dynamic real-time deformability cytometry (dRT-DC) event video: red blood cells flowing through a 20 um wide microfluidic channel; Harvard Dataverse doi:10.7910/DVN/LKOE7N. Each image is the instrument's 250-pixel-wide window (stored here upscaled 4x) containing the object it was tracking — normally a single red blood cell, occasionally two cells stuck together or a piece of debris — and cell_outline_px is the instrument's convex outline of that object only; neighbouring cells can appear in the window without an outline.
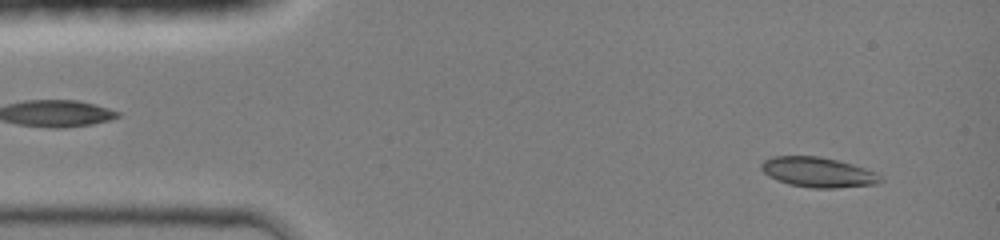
{"species": "common noctule bat (a hibernating species)", "species_latin": "Nyctalus noctula", "temperature_condition": "room temperature", "stored_images_in_passage": 43, "camera_frame_rate_fps": 3000, "um_per_image_px": 0.085, "animal": {"sex": "female", "body_mass_g": 19.0, "forearm_length_mm": 51.5}, "frame": {"image": 1, "passage_image": 3, "time_ms": 0.667, "image_size_px": [1000, 240], "cell_outline_px": [[884, 180], [876, 184], [836, 188], [812, 188], [788, 184], [776, 180], [768, 176], [760, 168], [760, 164], [764, 160], [772, 156], [820, 156], [852, 164], [876, 172]], "centroid_in_image_um": [69.51, 14.64], "position_along_channel_um": 15.5, "area_um2": 20.92}}
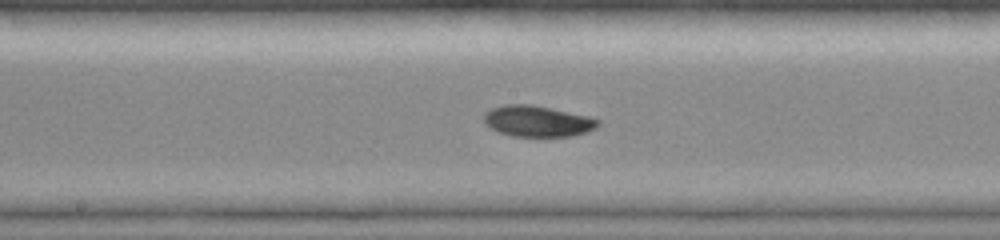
{"frame": {"image": 2, "passage_image": 22, "time_ms": 7.0, "image_size_px": [1000, 240], "cell_outline_px": [[600, 124], [596, 128], [588, 132], [572, 136], [512, 136], [496, 132], [484, 124], [484, 112], [492, 108], [504, 104], [532, 104], [588, 116], [600, 120]], "centroid_in_image_um": [45.66, 10.3], "position_along_channel_um": 202.5, "area_um2": 20.87}}
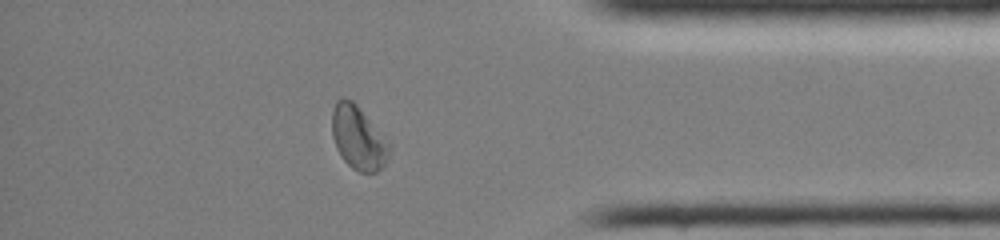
{"frame": {"image": 3, "passage_image": 37, "time_ms": 12.0, "image_size_px": [1000, 240], "cell_outline_px": [[392, 144], [388, 160], [376, 172], [360, 172], [352, 168], [340, 156], [336, 148], [332, 136], [332, 108], [336, 100], [344, 96], [352, 100], [356, 104]], "centroid_in_image_um": [30.45, 11.7], "position_along_channel_um": 404.7, "area_um2": 21.5}, "authors_computed_cell_mechanics": {"area_um2": 20.5768, "velocity_mm_per_s": 4.2955, "shape_relaxation_time_tau1_ms": 8.0472, "shape_relaxation_time_tau2_ms": 4.4253, "deformation_change_tau1": 0.1879, "deformation_change_tau2": 0.0591}}